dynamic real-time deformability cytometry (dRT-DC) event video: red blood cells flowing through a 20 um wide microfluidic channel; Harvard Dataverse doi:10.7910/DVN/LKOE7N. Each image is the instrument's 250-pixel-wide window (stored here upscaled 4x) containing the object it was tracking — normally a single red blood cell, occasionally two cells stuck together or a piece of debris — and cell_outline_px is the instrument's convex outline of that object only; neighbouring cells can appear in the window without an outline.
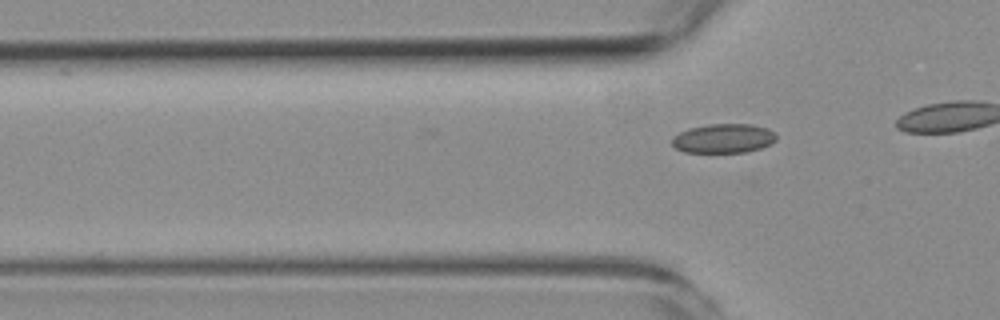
{"species": "common noctule bat (a hibernating species)", "species_latin": "Nyctalus noctula", "temperature_condition": "room temperature", "stored_images_in_passage": 4, "camera_frame_rate_fps": 3000, "um_per_image_px": 0.085, "animal": {"sex": "female", "body_mass_g": 19.3, "forearm_length_mm": 54.1}, "frame": {"image": 1, "passage_image": 4, "time_ms": 4.667, "image_size_px": [1000, 320], "cell_outline_px": [[776, 140], [772, 144], [760, 148], [744, 152], [684, 152], [676, 148], [672, 144], [672, 136], [688, 128], [708, 124], [752, 124], [768, 128], [776, 136]], "centroid_in_image_um": [61.49, 11.76], "position_along_channel_um": 64.3, "area_um2": 17.8}}